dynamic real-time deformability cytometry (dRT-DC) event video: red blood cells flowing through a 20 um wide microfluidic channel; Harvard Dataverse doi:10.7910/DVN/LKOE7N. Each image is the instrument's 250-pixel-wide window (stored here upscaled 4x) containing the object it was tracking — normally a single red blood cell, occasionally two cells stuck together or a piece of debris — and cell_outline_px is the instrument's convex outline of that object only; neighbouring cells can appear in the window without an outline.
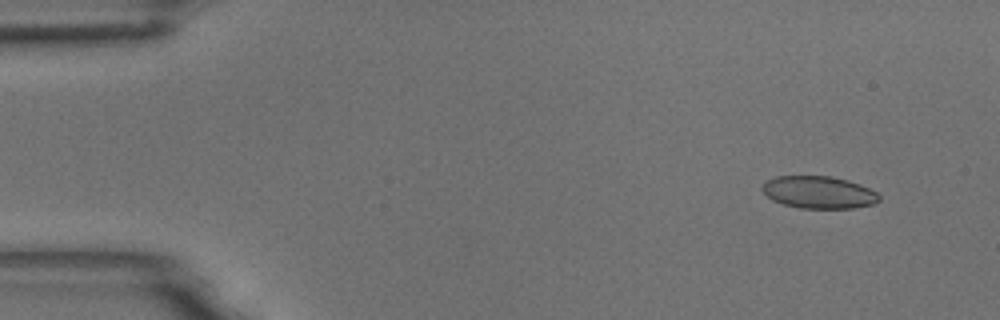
{"species": "common noctule bat (a hibernating species)", "species_latin": "Nyctalus noctula", "temperature_condition": "room temperature", "stored_images_in_passage": 9, "camera_frame_rate_fps": 3000, "um_per_image_px": 0.085, "animal": {"sex": "male", "body_mass_g": 18.8}, "frame": {"image": 1, "passage_image": 1, "time_ms": 0.0, "image_size_px": [1000, 320], "cell_outline_px": [[880, 200], [872, 204], [852, 208], [800, 208], [784, 204], [772, 200], [760, 188], [768, 180], [776, 176], [832, 176], [848, 180], [860, 184], [876, 192], [880, 196]], "centroid_in_image_um": [69.6, 16.34], "position_along_channel_um": 15.4, "area_um2": 21.91}}
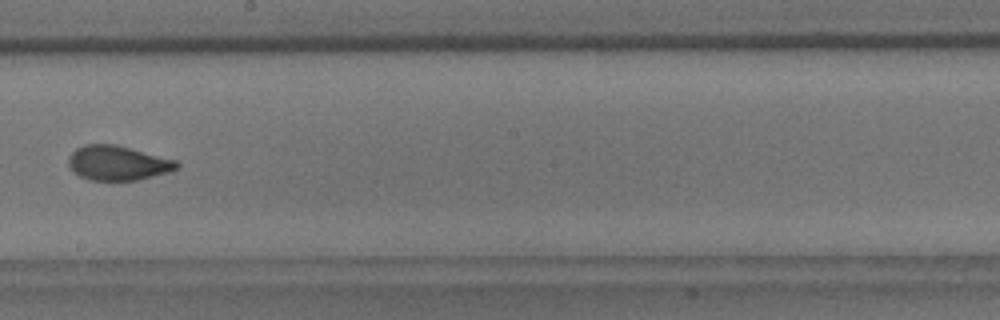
{"frame": {"image": 2, "passage_image": 9, "time_ms": 2.667, "image_size_px": [1000, 320], "cell_outline_px": [[180, 164], [176, 168], [168, 172], [136, 180], [88, 180], [80, 176], [68, 164], [68, 156], [76, 148], [84, 144], [116, 144], [176, 160]], "centroid_in_image_um": [9.99, 13.84], "position_along_channel_um": 238.2, "area_um2": 21.68}}